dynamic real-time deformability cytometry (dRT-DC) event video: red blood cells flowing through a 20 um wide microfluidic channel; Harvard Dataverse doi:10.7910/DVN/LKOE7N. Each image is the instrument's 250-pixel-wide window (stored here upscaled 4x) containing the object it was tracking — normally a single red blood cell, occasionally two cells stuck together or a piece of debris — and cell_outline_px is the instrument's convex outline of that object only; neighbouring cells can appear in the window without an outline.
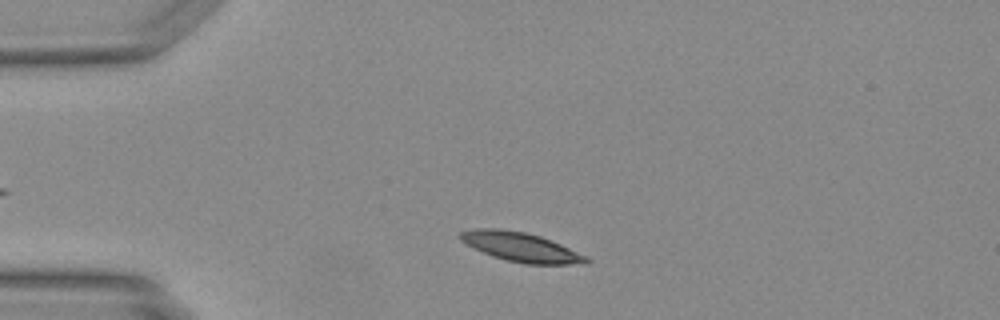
{"species": "Egyptian fruit bat (a non-hibernating species)", "species_latin": "Rousettus aegyptiacus", "temperature_condition": "warm", "stored_images_in_passage": 37, "camera_frame_rate_fps": 3000, "um_per_image_px": 0.085, "animal": {"sex": "female"}, "frame": {"image": 1, "passage_image": 5, "time_ms": 1.333, "image_size_px": [1000, 320], "cell_outline_px": [[592, 260], [588, 264], [524, 264], [492, 256], [460, 240], [456, 236], [460, 232], [472, 228], [500, 228], [524, 232], [540, 236], [560, 244], [588, 256]], "centroid_in_image_um": [44.3, 20.99], "position_along_channel_um": 40.7, "area_um2": 21.5}}
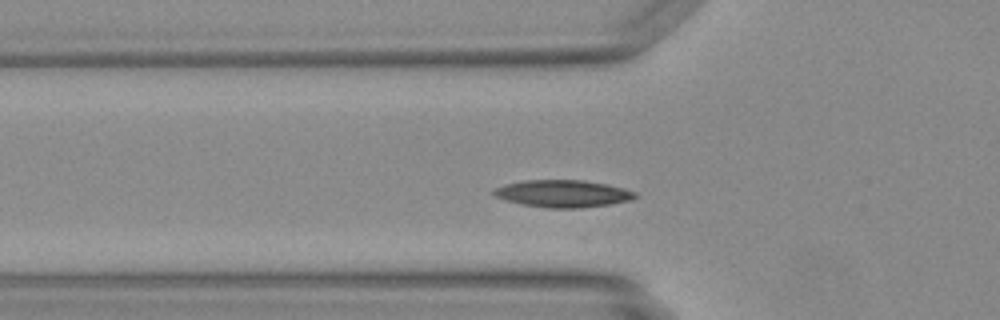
{"frame": {"image": 2, "passage_image": 10, "time_ms": 3.0, "image_size_px": [1000, 320], "cell_outline_px": [[636, 196], [632, 200], [608, 204], [580, 208], [548, 208], [524, 204], [504, 200], [492, 196], [492, 188], [504, 184], [524, 180], [584, 180], [624, 188], [636, 192]], "centroid_in_image_um": [47.78, 16.45], "position_along_channel_um": 78.0, "area_um2": 22.48}}
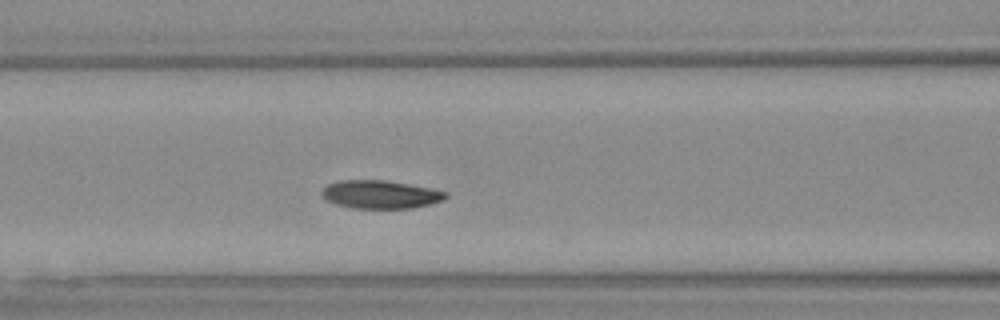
{"frame": {"image": 3, "passage_image": 14, "time_ms": 4.333, "image_size_px": [1000, 320], "cell_outline_px": [[448, 196], [444, 200], [412, 208], [352, 208], [336, 204], [320, 196], [320, 192], [328, 184], [340, 180], [384, 180], [432, 188], [448, 192]], "centroid_in_image_um": [32.33, 16.52], "position_along_channel_um": 134.3, "area_um2": 20.35}}